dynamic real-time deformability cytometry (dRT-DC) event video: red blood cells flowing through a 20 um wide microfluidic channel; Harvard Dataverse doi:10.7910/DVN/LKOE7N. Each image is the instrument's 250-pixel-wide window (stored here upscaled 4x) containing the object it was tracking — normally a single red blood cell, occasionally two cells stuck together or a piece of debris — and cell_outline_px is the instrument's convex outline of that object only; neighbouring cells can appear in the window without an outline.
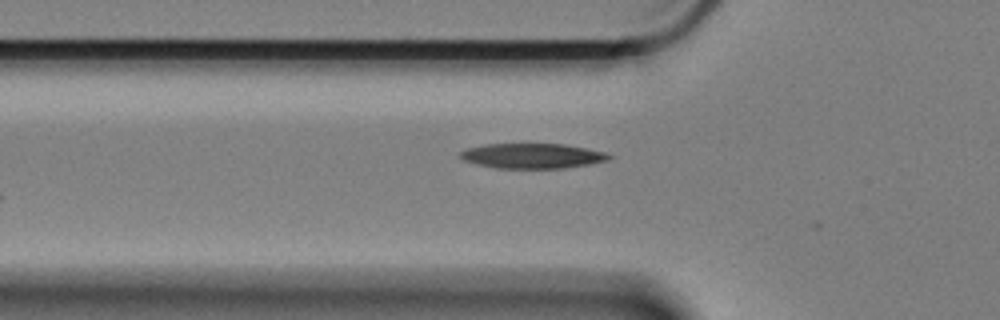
{"species": "Egyptian fruit bat (a non-hibernating species)", "species_latin": "Rousettus aegyptiacus", "temperature_condition": "cold", "stored_images_in_passage": 5, "camera_frame_rate_fps": 3000, "um_per_image_px": 0.085, "animal": {"sex": "female"}, "frame": {"image": 1, "passage_image": 2, "time_ms": 0.333, "image_size_px": [1000, 320], "cell_outline_px": [[612, 156], [608, 160], [588, 164], [564, 168], [496, 168], [476, 164], [464, 160], [460, 156], [460, 152], [468, 148], [488, 144], [564, 144], [604, 152]], "centroid_in_image_um": [45.23, 13.25], "position_along_channel_um": 80.6, "area_um2": 21.39}}